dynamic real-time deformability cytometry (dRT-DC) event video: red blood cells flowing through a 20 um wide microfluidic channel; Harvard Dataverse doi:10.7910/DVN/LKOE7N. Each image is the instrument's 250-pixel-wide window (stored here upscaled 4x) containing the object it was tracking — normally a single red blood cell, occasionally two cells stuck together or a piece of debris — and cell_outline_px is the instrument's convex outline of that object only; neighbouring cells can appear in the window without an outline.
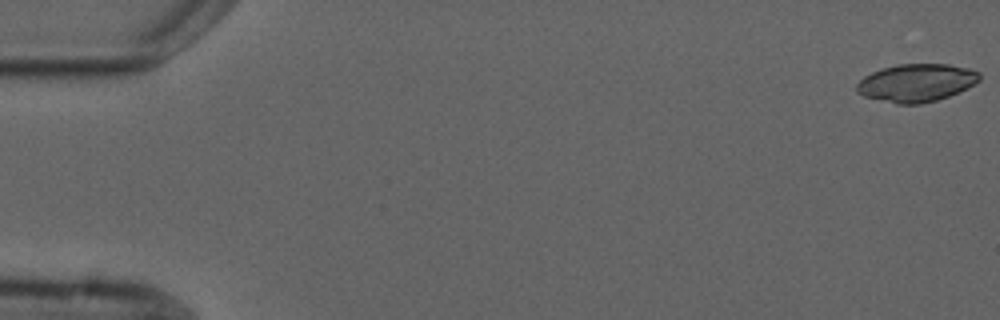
{"species": "common noctule bat (a hibernating species)", "species_latin": "Nyctalus noctula", "temperature_condition": "cold", "stored_images_in_passage": 7, "camera_frame_rate_fps": 3000, "um_per_image_px": 0.085, "animal": {"sex": "male", "forearm_length_mm": 52.5}, "frame": {"image": 1, "passage_image": 1, "time_ms": 0.0, "image_size_px": [1000, 320], "cell_outline_px": [[980, 80], [948, 96], [936, 100], [920, 104], [896, 104], [864, 96], [856, 92], [856, 84], [864, 76], [872, 72], [896, 64], [948, 64], [968, 68], [980, 72]], "centroid_in_image_um": [77.86, 7.03], "position_along_channel_um": 7.1, "area_um2": 26.88}}
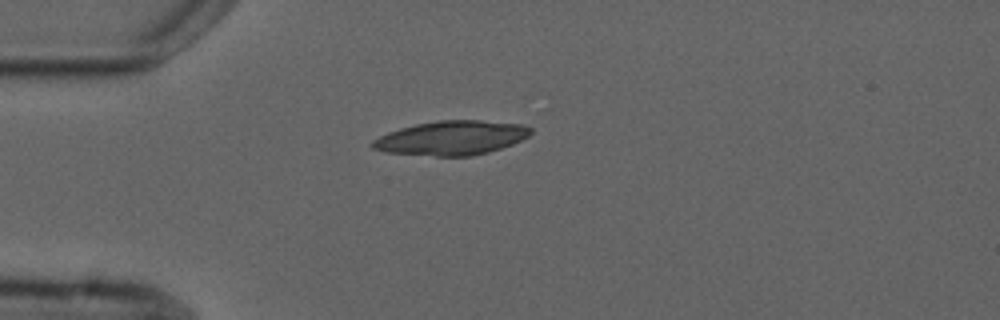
{"frame": {"image": 2, "passage_image": 5, "time_ms": 4.667, "image_size_px": [1000, 320], "cell_outline_px": [[532, 132], [528, 136], [512, 144], [488, 152], [472, 156], [436, 156], [384, 152], [372, 148], [368, 144], [372, 140], [388, 132], [400, 128], [416, 124], [436, 120], [480, 120], [524, 124], [532, 128]], "centroid_in_image_um": [38.36, 11.72], "position_along_channel_um": 46.6, "area_um2": 31.67}}